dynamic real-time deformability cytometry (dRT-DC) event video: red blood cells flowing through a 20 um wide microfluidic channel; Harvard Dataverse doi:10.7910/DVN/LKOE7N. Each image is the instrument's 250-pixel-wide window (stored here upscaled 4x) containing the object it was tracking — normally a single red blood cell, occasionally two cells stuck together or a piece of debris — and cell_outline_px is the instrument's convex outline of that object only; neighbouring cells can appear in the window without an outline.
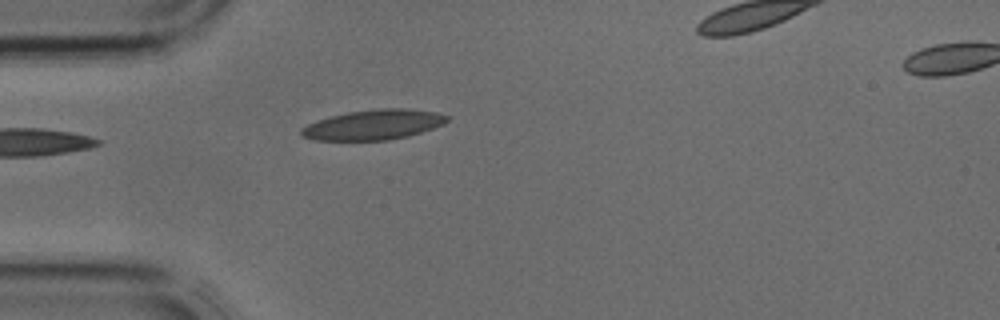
{"species": "common noctule bat (a hibernating species)", "species_latin": "Nyctalus noctula", "temperature_condition": "cold", "stored_images_in_passage": 2, "camera_frame_rate_fps": 3000, "um_per_image_px": 0.085, "animal": {"sex": "male", "body_mass_g": 17.9, "forearm_length_mm": 54.2}, "frame": {"image": 1, "passage_image": 1, "time_ms": 0.0, "image_size_px": [1000, 320], "cell_outline_px": [[448, 120], [444, 124], [408, 136], [388, 140], [316, 140], [300, 136], [300, 128], [308, 124], [332, 116], [348, 112], [380, 108], [404, 108], [436, 112], [448, 116]], "centroid_in_image_um": [31.74, 10.6], "position_along_channel_um": 53.3, "area_um2": 25.32}}